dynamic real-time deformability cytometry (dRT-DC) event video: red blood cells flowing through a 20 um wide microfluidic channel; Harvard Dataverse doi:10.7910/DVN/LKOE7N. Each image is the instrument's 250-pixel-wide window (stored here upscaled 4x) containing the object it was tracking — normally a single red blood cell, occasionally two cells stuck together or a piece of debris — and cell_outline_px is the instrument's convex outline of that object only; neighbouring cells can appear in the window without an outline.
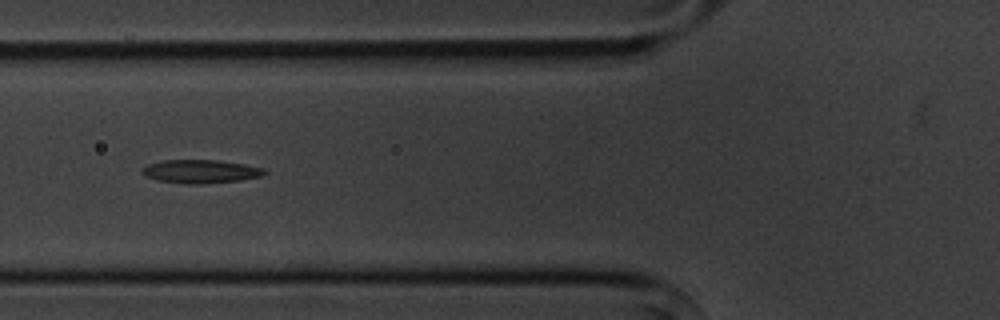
{"species": "common noctule bat (a hibernating species)", "species_latin": "Nyctalus noctula", "temperature_condition": "cold", "stored_images_in_passage": 4, "camera_frame_rate_fps": 3000, "um_per_image_px": 0.085, "animal": {"sex": "male", "body_mass_g": 20.1, "forearm_length_mm": 53.5}, "frame": {"image": 1, "passage_image": 3, "time_ms": 2.333, "image_size_px": [1000, 320], "cell_outline_px": [[268, 172], [260, 176], [240, 180], [200, 184], [184, 184], [156, 180], [144, 176], [140, 172], [140, 168], [148, 164], [164, 160], [216, 160], [244, 164], [264, 168]], "centroid_in_image_um": [16.99, 14.57], "position_along_channel_um": 108.8, "area_um2": 16.82}}
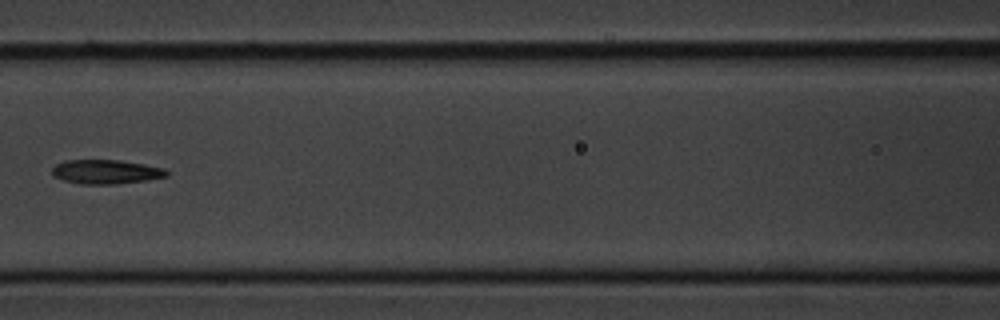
{"frame": {"image": 2, "passage_image": 4, "time_ms": 3.667, "image_size_px": [1000, 320], "cell_outline_px": [[168, 176], [148, 180], [116, 184], [80, 184], [64, 180], [52, 176], [52, 168], [56, 164], [64, 160], [120, 160], [144, 164], [164, 168], [168, 172]], "centroid_in_image_um": [9.0, 14.6], "position_along_channel_um": 157.6, "area_um2": 16.24}}